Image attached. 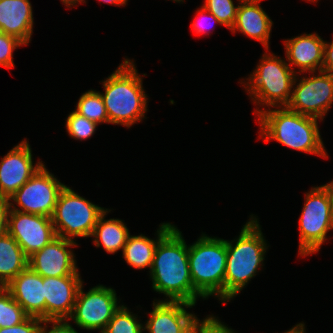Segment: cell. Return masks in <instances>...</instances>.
<instances>
[{"instance_id":"17","label":"cell","mask_w":333,"mask_h":333,"mask_svg":"<svg viewBox=\"0 0 333 333\" xmlns=\"http://www.w3.org/2000/svg\"><path fill=\"white\" fill-rule=\"evenodd\" d=\"M24 311L33 317L45 319L43 277L29 266L5 286Z\"/></svg>"},{"instance_id":"37","label":"cell","mask_w":333,"mask_h":333,"mask_svg":"<svg viewBox=\"0 0 333 333\" xmlns=\"http://www.w3.org/2000/svg\"><path fill=\"white\" fill-rule=\"evenodd\" d=\"M305 328H304V323H299L296 326H294L292 329L289 331H286L284 333H305Z\"/></svg>"},{"instance_id":"19","label":"cell","mask_w":333,"mask_h":333,"mask_svg":"<svg viewBox=\"0 0 333 333\" xmlns=\"http://www.w3.org/2000/svg\"><path fill=\"white\" fill-rule=\"evenodd\" d=\"M32 28L33 12L29 0H0V32L12 35L27 45Z\"/></svg>"},{"instance_id":"31","label":"cell","mask_w":333,"mask_h":333,"mask_svg":"<svg viewBox=\"0 0 333 333\" xmlns=\"http://www.w3.org/2000/svg\"><path fill=\"white\" fill-rule=\"evenodd\" d=\"M199 321L200 320H198V333H235L214 316L207 317L200 323Z\"/></svg>"},{"instance_id":"36","label":"cell","mask_w":333,"mask_h":333,"mask_svg":"<svg viewBox=\"0 0 333 333\" xmlns=\"http://www.w3.org/2000/svg\"><path fill=\"white\" fill-rule=\"evenodd\" d=\"M322 186L327 191L329 198H330V202L332 204V208H333V181H331L328 184L322 185Z\"/></svg>"},{"instance_id":"28","label":"cell","mask_w":333,"mask_h":333,"mask_svg":"<svg viewBox=\"0 0 333 333\" xmlns=\"http://www.w3.org/2000/svg\"><path fill=\"white\" fill-rule=\"evenodd\" d=\"M98 124L90 121L75 111L71 112L66 120L67 132L75 139H87L93 135Z\"/></svg>"},{"instance_id":"23","label":"cell","mask_w":333,"mask_h":333,"mask_svg":"<svg viewBox=\"0 0 333 333\" xmlns=\"http://www.w3.org/2000/svg\"><path fill=\"white\" fill-rule=\"evenodd\" d=\"M107 210L99 217L97 224L91 236L95 237L94 244L96 247L103 248L108 253H115L124 249L127 238L130 235L128 228L120 219L105 220L104 216Z\"/></svg>"},{"instance_id":"10","label":"cell","mask_w":333,"mask_h":333,"mask_svg":"<svg viewBox=\"0 0 333 333\" xmlns=\"http://www.w3.org/2000/svg\"><path fill=\"white\" fill-rule=\"evenodd\" d=\"M82 287L81 284L70 319H73L78 327L87 330L99 329L102 333L121 307L117 305L115 290L98 285L84 293Z\"/></svg>"},{"instance_id":"27","label":"cell","mask_w":333,"mask_h":333,"mask_svg":"<svg viewBox=\"0 0 333 333\" xmlns=\"http://www.w3.org/2000/svg\"><path fill=\"white\" fill-rule=\"evenodd\" d=\"M143 328L127 307L122 305L102 333H142Z\"/></svg>"},{"instance_id":"6","label":"cell","mask_w":333,"mask_h":333,"mask_svg":"<svg viewBox=\"0 0 333 333\" xmlns=\"http://www.w3.org/2000/svg\"><path fill=\"white\" fill-rule=\"evenodd\" d=\"M256 68L248 78L250 82L247 89L255 97V103L271 107H277L279 103L281 107H286L291 100L292 87L297 81L289 64L273 54H264Z\"/></svg>"},{"instance_id":"35","label":"cell","mask_w":333,"mask_h":333,"mask_svg":"<svg viewBox=\"0 0 333 333\" xmlns=\"http://www.w3.org/2000/svg\"><path fill=\"white\" fill-rule=\"evenodd\" d=\"M197 19H198V17H196L194 23H192V30H194L196 32V34H201V33L206 34L205 27Z\"/></svg>"},{"instance_id":"3","label":"cell","mask_w":333,"mask_h":333,"mask_svg":"<svg viewBox=\"0 0 333 333\" xmlns=\"http://www.w3.org/2000/svg\"><path fill=\"white\" fill-rule=\"evenodd\" d=\"M103 86L105 93L101 96L108 114V123L130 127L141 121L147 111V95L133 61L125 59L103 81Z\"/></svg>"},{"instance_id":"8","label":"cell","mask_w":333,"mask_h":333,"mask_svg":"<svg viewBox=\"0 0 333 333\" xmlns=\"http://www.w3.org/2000/svg\"><path fill=\"white\" fill-rule=\"evenodd\" d=\"M305 196L306 201L299 219L301 256L319 251L327 232L333 229V208L323 186L312 188Z\"/></svg>"},{"instance_id":"12","label":"cell","mask_w":333,"mask_h":333,"mask_svg":"<svg viewBox=\"0 0 333 333\" xmlns=\"http://www.w3.org/2000/svg\"><path fill=\"white\" fill-rule=\"evenodd\" d=\"M7 232L29 258L57 237L50 217L9 210Z\"/></svg>"},{"instance_id":"7","label":"cell","mask_w":333,"mask_h":333,"mask_svg":"<svg viewBox=\"0 0 333 333\" xmlns=\"http://www.w3.org/2000/svg\"><path fill=\"white\" fill-rule=\"evenodd\" d=\"M106 210L65 185L58 195L51 220L59 237L70 240L75 236L89 237Z\"/></svg>"},{"instance_id":"18","label":"cell","mask_w":333,"mask_h":333,"mask_svg":"<svg viewBox=\"0 0 333 333\" xmlns=\"http://www.w3.org/2000/svg\"><path fill=\"white\" fill-rule=\"evenodd\" d=\"M288 61L300 68V72L322 71L325 42L315 34H304L285 40ZM318 67V68H317Z\"/></svg>"},{"instance_id":"9","label":"cell","mask_w":333,"mask_h":333,"mask_svg":"<svg viewBox=\"0 0 333 333\" xmlns=\"http://www.w3.org/2000/svg\"><path fill=\"white\" fill-rule=\"evenodd\" d=\"M65 187L54 175L42 167L18 190L9 201L13 200L22 210L10 202L9 210L52 217L58 195ZM13 205V207H12ZM12 207V208H11Z\"/></svg>"},{"instance_id":"29","label":"cell","mask_w":333,"mask_h":333,"mask_svg":"<svg viewBox=\"0 0 333 333\" xmlns=\"http://www.w3.org/2000/svg\"><path fill=\"white\" fill-rule=\"evenodd\" d=\"M22 45L25 44L18 38L0 32V65L8 69L14 67L12 52L16 49V47H20Z\"/></svg>"},{"instance_id":"40","label":"cell","mask_w":333,"mask_h":333,"mask_svg":"<svg viewBox=\"0 0 333 333\" xmlns=\"http://www.w3.org/2000/svg\"><path fill=\"white\" fill-rule=\"evenodd\" d=\"M83 2L84 0H62L64 4L67 5V7H70L71 5H75L76 2Z\"/></svg>"},{"instance_id":"20","label":"cell","mask_w":333,"mask_h":333,"mask_svg":"<svg viewBox=\"0 0 333 333\" xmlns=\"http://www.w3.org/2000/svg\"><path fill=\"white\" fill-rule=\"evenodd\" d=\"M261 0H240L237 15L231 31L241 33L260 41L268 50L272 20L259 5Z\"/></svg>"},{"instance_id":"15","label":"cell","mask_w":333,"mask_h":333,"mask_svg":"<svg viewBox=\"0 0 333 333\" xmlns=\"http://www.w3.org/2000/svg\"><path fill=\"white\" fill-rule=\"evenodd\" d=\"M82 283L80 276L43 277L45 319H69Z\"/></svg>"},{"instance_id":"24","label":"cell","mask_w":333,"mask_h":333,"mask_svg":"<svg viewBox=\"0 0 333 333\" xmlns=\"http://www.w3.org/2000/svg\"><path fill=\"white\" fill-rule=\"evenodd\" d=\"M74 111L97 124L108 123V114L100 92L89 90L84 93Z\"/></svg>"},{"instance_id":"33","label":"cell","mask_w":333,"mask_h":333,"mask_svg":"<svg viewBox=\"0 0 333 333\" xmlns=\"http://www.w3.org/2000/svg\"><path fill=\"white\" fill-rule=\"evenodd\" d=\"M9 209H10L9 199L0 196V236L7 233Z\"/></svg>"},{"instance_id":"21","label":"cell","mask_w":333,"mask_h":333,"mask_svg":"<svg viewBox=\"0 0 333 333\" xmlns=\"http://www.w3.org/2000/svg\"><path fill=\"white\" fill-rule=\"evenodd\" d=\"M173 225L163 223L157 230L158 239L152 240L146 236L129 235L123 249V257L125 261L136 269L149 267L151 270L156 246L159 238H161Z\"/></svg>"},{"instance_id":"34","label":"cell","mask_w":333,"mask_h":333,"mask_svg":"<svg viewBox=\"0 0 333 333\" xmlns=\"http://www.w3.org/2000/svg\"><path fill=\"white\" fill-rule=\"evenodd\" d=\"M322 71L333 74V41L324 45V60Z\"/></svg>"},{"instance_id":"22","label":"cell","mask_w":333,"mask_h":333,"mask_svg":"<svg viewBox=\"0 0 333 333\" xmlns=\"http://www.w3.org/2000/svg\"><path fill=\"white\" fill-rule=\"evenodd\" d=\"M28 267V257L7 232L0 236V286L5 287Z\"/></svg>"},{"instance_id":"30","label":"cell","mask_w":333,"mask_h":333,"mask_svg":"<svg viewBox=\"0 0 333 333\" xmlns=\"http://www.w3.org/2000/svg\"><path fill=\"white\" fill-rule=\"evenodd\" d=\"M42 319L29 316L22 323L12 326L0 328V333H39Z\"/></svg>"},{"instance_id":"14","label":"cell","mask_w":333,"mask_h":333,"mask_svg":"<svg viewBox=\"0 0 333 333\" xmlns=\"http://www.w3.org/2000/svg\"><path fill=\"white\" fill-rule=\"evenodd\" d=\"M30 145L21 141L0 162V196L10 199L43 165H33Z\"/></svg>"},{"instance_id":"2","label":"cell","mask_w":333,"mask_h":333,"mask_svg":"<svg viewBox=\"0 0 333 333\" xmlns=\"http://www.w3.org/2000/svg\"><path fill=\"white\" fill-rule=\"evenodd\" d=\"M255 112L266 142L274 139L289 148L328 157L318 129V118L293 112L287 107Z\"/></svg>"},{"instance_id":"4","label":"cell","mask_w":333,"mask_h":333,"mask_svg":"<svg viewBox=\"0 0 333 333\" xmlns=\"http://www.w3.org/2000/svg\"><path fill=\"white\" fill-rule=\"evenodd\" d=\"M260 229L257 219L252 217L242 227L235 245L226 240L224 302L235 297L262 265L267 246Z\"/></svg>"},{"instance_id":"32","label":"cell","mask_w":333,"mask_h":333,"mask_svg":"<svg viewBox=\"0 0 333 333\" xmlns=\"http://www.w3.org/2000/svg\"><path fill=\"white\" fill-rule=\"evenodd\" d=\"M65 319H53L46 320L43 319L42 323H45V326L40 325L39 333H78L70 323L65 322ZM46 323H53L52 329L47 331Z\"/></svg>"},{"instance_id":"5","label":"cell","mask_w":333,"mask_h":333,"mask_svg":"<svg viewBox=\"0 0 333 333\" xmlns=\"http://www.w3.org/2000/svg\"><path fill=\"white\" fill-rule=\"evenodd\" d=\"M190 276L194 290L200 297L213 294L224 302L226 270V240L202 235L188 246Z\"/></svg>"},{"instance_id":"26","label":"cell","mask_w":333,"mask_h":333,"mask_svg":"<svg viewBox=\"0 0 333 333\" xmlns=\"http://www.w3.org/2000/svg\"><path fill=\"white\" fill-rule=\"evenodd\" d=\"M28 317L10 291L6 287H0V328L18 325Z\"/></svg>"},{"instance_id":"25","label":"cell","mask_w":333,"mask_h":333,"mask_svg":"<svg viewBox=\"0 0 333 333\" xmlns=\"http://www.w3.org/2000/svg\"><path fill=\"white\" fill-rule=\"evenodd\" d=\"M237 9L232 0H205V4L197 10V13L201 17L210 15L215 22L231 30L236 21Z\"/></svg>"},{"instance_id":"11","label":"cell","mask_w":333,"mask_h":333,"mask_svg":"<svg viewBox=\"0 0 333 333\" xmlns=\"http://www.w3.org/2000/svg\"><path fill=\"white\" fill-rule=\"evenodd\" d=\"M319 76L303 77L292 90L289 110L323 120L333 102V74L324 71Z\"/></svg>"},{"instance_id":"38","label":"cell","mask_w":333,"mask_h":333,"mask_svg":"<svg viewBox=\"0 0 333 333\" xmlns=\"http://www.w3.org/2000/svg\"><path fill=\"white\" fill-rule=\"evenodd\" d=\"M184 333H198V319L196 318L193 324Z\"/></svg>"},{"instance_id":"1","label":"cell","mask_w":333,"mask_h":333,"mask_svg":"<svg viewBox=\"0 0 333 333\" xmlns=\"http://www.w3.org/2000/svg\"><path fill=\"white\" fill-rule=\"evenodd\" d=\"M150 272L153 289L169 297L168 301L195 305L200 297L190 276L188 246L174 225L159 238Z\"/></svg>"},{"instance_id":"16","label":"cell","mask_w":333,"mask_h":333,"mask_svg":"<svg viewBox=\"0 0 333 333\" xmlns=\"http://www.w3.org/2000/svg\"><path fill=\"white\" fill-rule=\"evenodd\" d=\"M195 306L183 301H159L153 303V311L144 329L149 333H184L197 318L186 308Z\"/></svg>"},{"instance_id":"13","label":"cell","mask_w":333,"mask_h":333,"mask_svg":"<svg viewBox=\"0 0 333 333\" xmlns=\"http://www.w3.org/2000/svg\"><path fill=\"white\" fill-rule=\"evenodd\" d=\"M71 246L74 240L57 236L28 258V266L42 277L80 276Z\"/></svg>"},{"instance_id":"39","label":"cell","mask_w":333,"mask_h":333,"mask_svg":"<svg viewBox=\"0 0 333 333\" xmlns=\"http://www.w3.org/2000/svg\"><path fill=\"white\" fill-rule=\"evenodd\" d=\"M100 1L108 3V4L111 3L113 5L121 6V5H125L128 0H100Z\"/></svg>"}]
</instances>
